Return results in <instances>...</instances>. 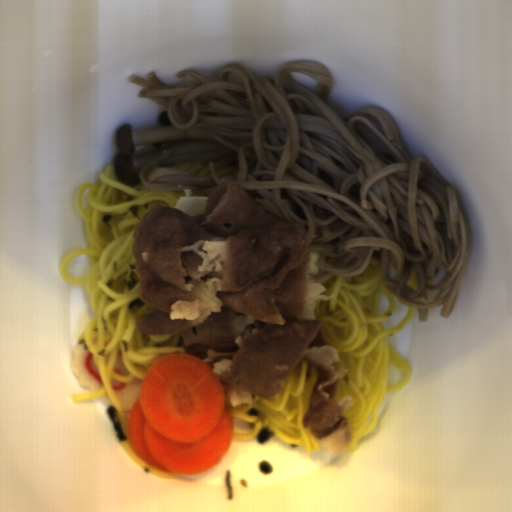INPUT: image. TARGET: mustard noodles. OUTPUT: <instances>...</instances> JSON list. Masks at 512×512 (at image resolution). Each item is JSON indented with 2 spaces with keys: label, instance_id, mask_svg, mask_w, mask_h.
<instances>
[{
  "label": "mustard noodles",
  "instance_id": "mustard-noodles-1",
  "mask_svg": "<svg viewBox=\"0 0 512 512\" xmlns=\"http://www.w3.org/2000/svg\"><path fill=\"white\" fill-rule=\"evenodd\" d=\"M185 85H170L156 71L129 74L138 98L166 109L169 123L194 128L228 150L172 155L156 152L139 169L148 191L208 194L230 179L257 191L287 222L313 238L318 274L354 278L380 251V276L399 304L428 322L442 306L449 319L469 258L470 219L459 192L426 155L413 157L401 129L377 105L346 114L327 101L335 78L326 65L295 59L273 78L254 81L231 63L215 79L180 70ZM235 156L238 169L216 176L169 166Z\"/></svg>",
  "mask_w": 512,
  "mask_h": 512
}]
</instances>
